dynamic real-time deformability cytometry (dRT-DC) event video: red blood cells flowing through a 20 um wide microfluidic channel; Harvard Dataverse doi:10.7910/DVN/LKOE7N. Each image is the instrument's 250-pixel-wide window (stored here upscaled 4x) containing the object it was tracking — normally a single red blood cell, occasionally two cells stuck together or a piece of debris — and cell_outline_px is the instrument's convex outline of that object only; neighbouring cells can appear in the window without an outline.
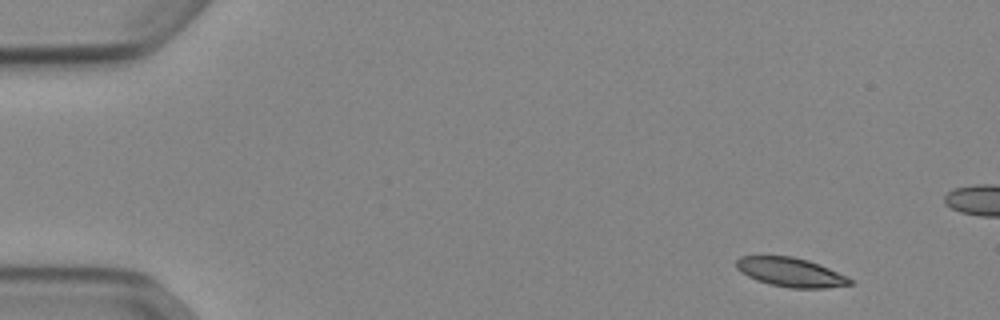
{"species": "Egyptian fruit bat (a non-hibernating species)", "species_latin": "Rousettus aegyptiacus", "temperature_condition": "cold", "stored_images_in_passage": 50, "camera_frame_rate_fps": 3000, "um_per_image_px": 0.085, "animal": {"sex": "female"}, "frame": {"image": 1, "passage_image": 1, "time_ms": 0.0, "image_size_px": [1000, 320], "cell_outline_px": [[856, 284], [824, 288], [788, 288], [768, 284], [756, 280], [740, 272], [736, 268], [736, 260], [740, 256], [792, 256], [808, 260], [848, 276]], "centroid_in_image_um": [67.21, 23.15], "position_along_channel_um": 17.8, "area_um2": 19.42}}
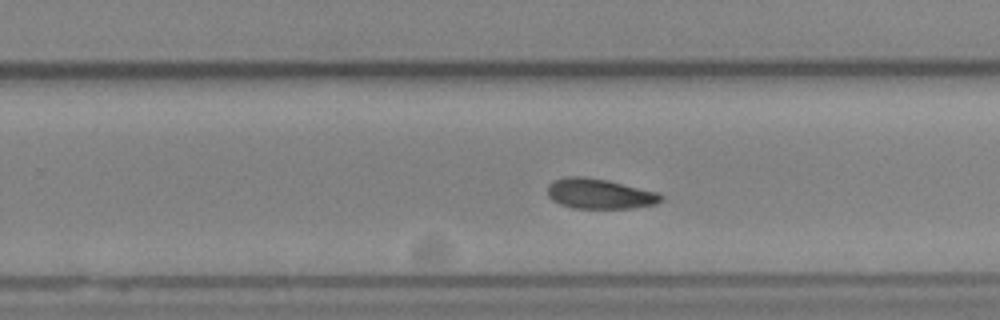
{"frame": {"image": 2, "passage_image": 30, "time_ms": 9.667, "image_size_px": [1000, 320], "cell_outline_px": [[664, 200], [656, 204], [628, 208], [572, 208], [560, 204], [552, 200], [548, 196], [548, 184], [552, 180], [564, 176], [584, 176], [608, 180], [656, 192], [664, 196]], "centroid_in_image_um": [50.93, 16.46], "position_along_channel_um": 278.9, "area_um2": 20.06}}
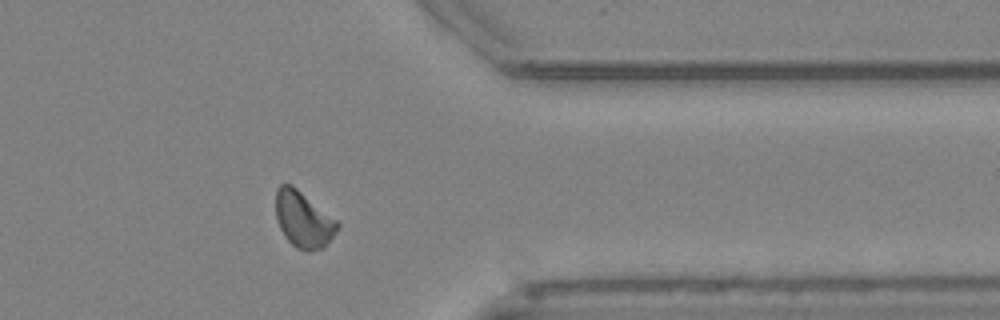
{"frame": {"image": 3, "passage_image": 39, "time_ms": 12.667, "image_size_px": [1000, 320], "cell_outline_px": [[340, 224], [336, 232], [324, 248], [312, 252], [304, 252], [296, 248], [284, 236], [276, 220], [276, 188], [280, 184], [292, 184], [336, 220]], "centroid_in_image_um": [25.77, 18.68], "position_along_channel_um": 385.6, "area_um2": 20.29}}